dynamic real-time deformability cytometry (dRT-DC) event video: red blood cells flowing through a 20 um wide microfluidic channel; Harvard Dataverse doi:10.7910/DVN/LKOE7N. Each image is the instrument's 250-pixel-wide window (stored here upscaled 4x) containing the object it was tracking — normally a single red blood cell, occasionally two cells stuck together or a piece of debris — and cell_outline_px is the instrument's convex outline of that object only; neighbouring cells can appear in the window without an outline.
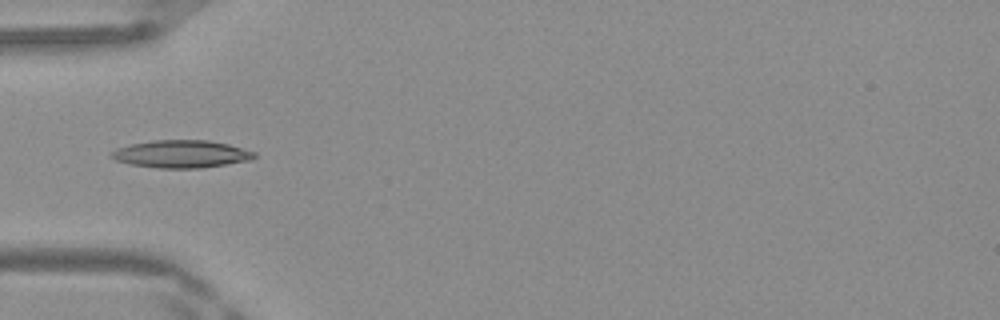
{"species": "Egyptian fruit bat (a non-hibernating species)", "species_latin": "Rousettus aegyptiacus", "temperature_condition": "warm", "stored_images_in_passage": 34, "camera_frame_rate_fps": 3000, "um_per_image_px": 0.085, "frame": {"image": 1, "passage_image": 2, "time_ms": 0.333, "image_size_px": [1000, 320], "cell_outline_px": [[256, 156], [248, 160], [204, 168], [156, 168], [128, 164], [116, 160], [108, 156], [116, 148], [132, 144], [152, 140], [208, 140], [228, 144], [256, 152]], "centroid_in_image_um": [15.38, 13.09], "position_along_channel_um": 69.6, "area_um2": 23.0}}
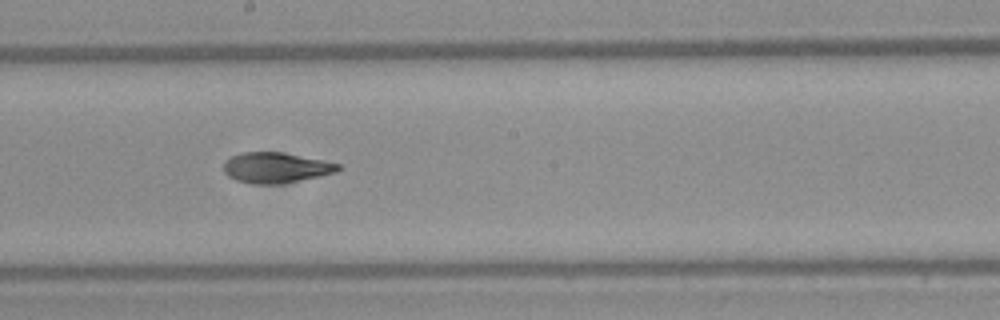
{"frame": {"image": 2, "passage_image": 13, "time_ms": 4.0, "image_size_px": [1000, 320], "cell_outline_px": [[340, 168], [336, 172], [320, 176], [284, 184], [256, 184], [236, 180], [228, 176], [224, 172], [224, 164], [232, 156], [240, 152], [284, 152], [340, 164]], "centroid_in_image_um": [23.45, 14.26], "position_along_channel_um": 224.7, "area_um2": 20.29}}
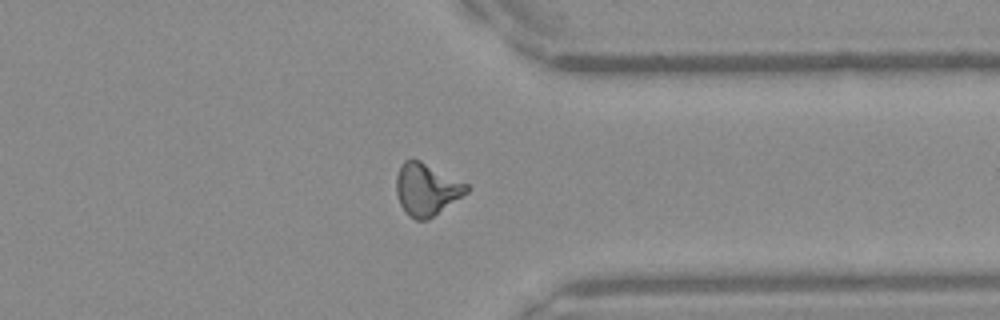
{"frame": {"image": 3, "passage_image": 24, "time_ms": 7.667, "image_size_px": [1000, 320], "cell_outline_px": [[468, 192], [428, 220], [416, 220], [408, 216], [400, 204], [396, 192], [396, 176], [400, 164], [404, 160], [420, 160], [468, 184]], "centroid_in_image_um": [36.23, 16.1], "position_along_channel_um": 375.2, "area_um2": 21.33}, "authors_computed_cell_mechanics": {"area_um2": 20.2011, "velocity_mm_per_s": 4.2034, "shape_relaxation_time_tau1_ms": 7.8536, "shape_relaxation_time_tau2_ms": 3.0906, "deformation_change_tau1": 0.2372, "deformation_change_tau2": 0.1116}}